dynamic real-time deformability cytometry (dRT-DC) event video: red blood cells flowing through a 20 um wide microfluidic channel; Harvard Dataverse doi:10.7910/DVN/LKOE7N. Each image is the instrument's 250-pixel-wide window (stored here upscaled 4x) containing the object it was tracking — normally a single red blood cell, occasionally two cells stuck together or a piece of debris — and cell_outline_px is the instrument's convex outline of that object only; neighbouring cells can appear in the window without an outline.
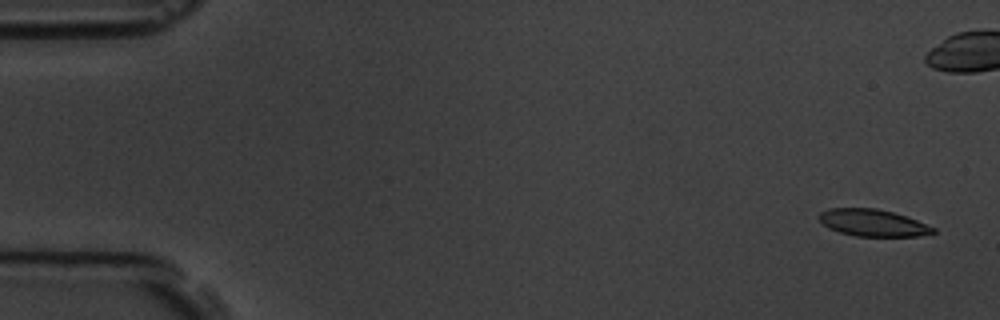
{"species": "common noctule bat (a hibernating species)", "species_latin": "Nyctalus noctula", "temperature_condition": "room temperature", "stored_images_in_passage": 6, "camera_frame_rate_fps": 3000, "um_per_image_px": 0.085, "animal": {"sex": "male", "body_mass_g": 19.5, "forearm_length_mm": 54.6}, "frame": {"image": 1, "passage_image": 1, "time_ms": 0.0, "image_size_px": [1000, 320], "cell_outline_px": [[936, 232], [920, 236], [856, 236], [840, 232], [828, 228], [816, 216], [820, 212], [828, 208], [876, 208], [908, 216], [936, 228]], "centroid_in_image_um": [74.2, 18.93], "position_along_channel_um": 10.8, "area_um2": 18.03}}